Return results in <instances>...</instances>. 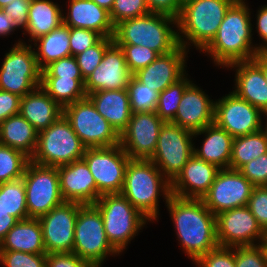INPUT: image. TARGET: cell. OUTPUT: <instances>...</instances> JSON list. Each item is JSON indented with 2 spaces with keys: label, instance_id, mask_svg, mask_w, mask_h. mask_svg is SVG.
I'll return each mask as SVG.
<instances>
[{
  "label": "cell",
  "instance_id": "1",
  "mask_svg": "<svg viewBox=\"0 0 267 267\" xmlns=\"http://www.w3.org/2000/svg\"><path fill=\"white\" fill-rule=\"evenodd\" d=\"M166 204L180 245L193 262L219 245L216 216L202 199L171 195Z\"/></svg>",
  "mask_w": 267,
  "mask_h": 267
},
{
  "label": "cell",
  "instance_id": "2",
  "mask_svg": "<svg viewBox=\"0 0 267 267\" xmlns=\"http://www.w3.org/2000/svg\"><path fill=\"white\" fill-rule=\"evenodd\" d=\"M250 9L243 0H236L227 10L212 42L202 51L213 58L216 65H228L253 60L258 47L252 44Z\"/></svg>",
  "mask_w": 267,
  "mask_h": 267
},
{
  "label": "cell",
  "instance_id": "3",
  "mask_svg": "<svg viewBox=\"0 0 267 267\" xmlns=\"http://www.w3.org/2000/svg\"><path fill=\"white\" fill-rule=\"evenodd\" d=\"M121 194L148 221L157 220L159 195H163L166 201L170 198L171 182L151 160L130 159L125 170Z\"/></svg>",
  "mask_w": 267,
  "mask_h": 267
},
{
  "label": "cell",
  "instance_id": "4",
  "mask_svg": "<svg viewBox=\"0 0 267 267\" xmlns=\"http://www.w3.org/2000/svg\"><path fill=\"white\" fill-rule=\"evenodd\" d=\"M235 1L190 0L184 3L177 18L179 45L187 50L192 43L203 51L215 38L227 10Z\"/></svg>",
  "mask_w": 267,
  "mask_h": 267
},
{
  "label": "cell",
  "instance_id": "5",
  "mask_svg": "<svg viewBox=\"0 0 267 267\" xmlns=\"http://www.w3.org/2000/svg\"><path fill=\"white\" fill-rule=\"evenodd\" d=\"M177 19L173 16L152 13L124 20L115 26L113 40L116 44H131L148 47L164 55L179 46Z\"/></svg>",
  "mask_w": 267,
  "mask_h": 267
},
{
  "label": "cell",
  "instance_id": "6",
  "mask_svg": "<svg viewBox=\"0 0 267 267\" xmlns=\"http://www.w3.org/2000/svg\"><path fill=\"white\" fill-rule=\"evenodd\" d=\"M94 205L101 212L109 243L119 254L148 220L121 193L103 194Z\"/></svg>",
  "mask_w": 267,
  "mask_h": 267
},
{
  "label": "cell",
  "instance_id": "7",
  "mask_svg": "<svg viewBox=\"0 0 267 267\" xmlns=\"http://www.w3.org/2000/svg\"><path fill=\"white\" fill-rule=\"evenodd\" d=\"M85 149L62 115L48 128L38 132L37 146L30 161L42 166L59 167L82 159Z\"/></svg>",
  "mask_w": 267,
  "mask_h": 267
},
{
  "label": "cell",
  "instance_id": "8",
  "mask_svg": "<svg viewBox=\"0 0 267 267\" xmlns=\"http://www.w3.org/2000/svg\"><path fill=\"white\" fill-rule=\"evenodd\" d=\"M73 253L95 267H101L107 255L119 254L109 243L101 212L94 204H85L79 208L74 230Z\"/></svg>",
  "mask_w": 267,
  "mask_h": 267
},
{
  "label": "cell",
  "instance_id": "9",
  "mask_svg": "<svg viewBox=\"0 0 267 267\" xmlns=\"http://www.w3.org/2000/svg\"><path fill=\"white\" fill-rule=\"evenodd\" d=\"M41 76L31 44L19 41L5 54L0 69V90L23 97L41 86Z\"/></svg>",
  "mask_w": 267,
  "mask_h": 267
},
{
  "label": "cell",
  "instance_id": "10",
  "mask_svg": "<svg viewBox=\"0 0 267 267\" xmlns=\"http://www.w3.org/2000/svg\"><path fill=\"white\" fill-rule=\"evenodd\" d=\"M63 115L86 148L119 144V134L86 97L63 108Z\"/></svg>",
  "mask_w": 267,
  "mask_h": 267
},
{
  "label": "cell",
  "instance_id": "11",
  "mask_svg": "<svg viewBox=\"0 0 267 267\" xmlns=\"http://www.w3.org/2000/svg\"><path fill=\"white\" fill-rule=\"evenodd\" d=\"M82 159L96 182V201L103 194L121 193L130 158L120 144L86 148Z\"/></svg>",
  "mask_w": 267,
  "mask_h": 267
},
{
  "label": "cell",
  "instance_id": "12",
  "mask_svg": "<svg viewBox=\"0 0 267 267\" xmlns=\"http://www.w3.org/2000/svg\"><path fill=\"white\" fill-rule=\"evenodd\" d=\"M193 136V132L172 122H165L161 127L155 152L149 160L170 182L194 155Z\"/></svg>",
  "mask_w": 267,
  "mask_h": 267
},
{
  "label": "cell",
  "instance_id": "13",
  "mask_svg": "<svg viewBox=\"0 0 267 267\" xmlns=\"http://www.w3.org/2000/svg\"><path fill=\"white\" fill-rule=\"evenodd\" d=\"M22 178L28 218H40L64 202L57 167L42 166L30 161Z\"/></svg>",
  "mask_w": 267,
  "mask_h": 267
},
{
  "label": "cell",
  "instance_id": "14",
  "mask_svg": "<svg viewBox=\"0 0 267 267\" xmlns=\"http://www.w3.org/2000/svg\"><path fill=\"white\" fill-rule=\"evenodd\" d=\"M253 187L238 170L220 169L202 200L216 216L224 211L247 206Z\"/></svg>",
  "mask_w": 267,
  "mask_h": 267
},
{
  "label": "cell",
  "instance_id": "15",
  "mask_svg": "<svg viewBox=\"0 0 267 267\" xmlns=\"http://www.w3.org/2000/svg\"><path fill=\"white\" fill-rule=\"evenodd\" d=\"M164 123L155 111L133 112L129 124L119 135V144L130 159L149 160Z\"/></svg>",
  "mask_w": 267,
  "mask_h": 267
},
{
  "label": "cell",
  "instance_id": "16",
  "mask_svg": "<svg viewBox=\"0 0 267 267\" xmlns=\"http://www.w3.org/2000/svg\"><path fill=\"white\" fill-rule=\"evenodd\" d=\"M216 229L219 246L224 247L252 246L267 239V234L247 206L217 214ZM256 240L260 241L255 244Z\"/></svg>",
  "mask_w": 267,
  "mask_h": 267
},
{
  "label": "cell",
  "instance_id": "17",
  "mask_svg": "<svg viewBox=\"0 0 267 267\" xmlns=\"http://www.w3.org/2000/svg\"><path fill=\"white\" fill-rule=\"evenodd\" d=\"M83 204L64 201L39 219L46 254L73 252L74 230Z\"/></svg>",
  "mask_w": 267,
  "mask_h": 267
},
{
  "label": "cell",
  "instance_id": "18",
  "mask_svg": "<svg viewBox=\"0 0 267 267\" xmlns=\"http://www.w3.org/2000/svg\"><path fill=\"white\" fill-rule=\"evenodd\" d=\"M262 114L260 109L230 92L215 101L214 123L235 138L262 129Z\"/></svg>",
  "mask_w": 267,
  "mask_h": 267
},
{
  "label": "cell",
  "instance_id": "19",
  "mask_svg": "<svg viewBox=\"0 0 267 267\" xmlns=\"http://www.w3.org/2000/svg\"><path fill=\"white\" fill-rule=\"evenodd\" d=\"M132 77L124 51L113 42L106 49L102 62L85 80L84 89L87 95L102 90L127 89Z\"/></svg>",
  "mask_w": 267,
  "mask_h": 267
},
{
  "label": "cell",
  "instance_id": "20",
  "mask_svg": "<svg viewBox=\"0 0 267 267\" xmlns=\"http://www.w3.org/2000/svg\"><path fill=\"white\" fill-rule=\"evenodd\" d=\"M187 50L179 45L170 53L159 55L147 67L138 70L133 77L158 93L182 78L185 71Z\"/></svg>",
  "mask_w": 267,
  "mask_h": 267
},
{
  "label": "cell",
  "instance_id": "21",
  "mask_svg": "<svg viewBox=\"0 0 267 267\" xmlns=\"http://www.w3.org/2000/svg\"><path fill=\"white\" fill-rule=\"evenodd\" d=\"M220 168L195 154L171 181V194L180 198L202 199L209 191Z\"/></svg>",
  "mask_w": 267,
  "mask_h": 267
},
{
  "label": "cell",
  "instance_id": "22",
  "mask_svg": "<svg viewBox=\"0 0 267 267\" xmlns=\"http://www.w3.org/2000/svg\"><path fill=\"white\" fill-rule=\"evenodd\" d=\"M214 111L215 101L210 100L204 91L191 82L186 87L171 122L195 133L214 123Z\"/></svg>",
  "mask_w": 267,
  "mask_h": 267
},
{
  "label": "cell",
  "instance_id": "23",
  "mask_svg": "<svg viewBox=\"0 0 267 267\" xmlns=\"http://www.w3.org/2000/svg\"><path fill=\"white\" fill-rule=\"evenodd\" d=\"M57 171L64 201L83 205L96 202V182L83 159L59 166Z\"/></svg>",
  "mask_w": 267,
  "mask_h": 267
},
{
  "label": "cell",
  "instance_id": "24",
  "mask_svg": "<svg viewBox=\"0 0 267 267\" xmlns=\"http://www.w3.org/2000/svg\"><path fill=\"white\" fill-rule=\"evenodd\" d=\"M227 67H237L236 89L232 92L267 115V83L261 67L254 60L235 62Z\"/></svg>",
  "mask_w": 267,
  "mask_h": 267
},
{
  "label": "cell",
  "instance_id": "25",
  "mask_svg": "<svg viewBox=\"0 0 267 267\" xmlns=\"http://www.w3.org/2000/svg\"><path fill=\"white\" fill-rule=\"evenodd\" d=\"M67 16L63 17V24L72 28L93 30L102 37H113L115 26L109 12L99 7L92 0H70Z\"/></svg>",
  "mask_w": 267,
  "mask_h": 267
},
{
  "label": "cell",
  "instance_id": "26",
  "mask_svg": "<svg viewBox=\"0 0 267 267\" xmlns=\"http://www.w3.org/2000/svg\"><path fill=\"white\" fill-rule=\"evenodd\" d=\"M98 113L105 118L120 135L129 124L132 109L127 89L102 90L87 95Z\"/></svg>",
  "mask_w": 267,
  "mask_h": 267
},
{
  "label": "cell",
  "instance_id": "27",
  "mask_svg": "<svg viewBox=\"0 0 267 267\" xmlns=\"http://www.w3.org/2000/svg\"><path fill=\"white\" fill-rule=\"evenodd\" d=\"M19 114L39 132L62 116L63 108L40 86L21 97Z\"/></svg>",
  "mask_w": 267,
  "mask_h": 267
},
{
  "label": "cell",
  "instance_id": "28",
  "mask_svg": "<svg viewBox=\"0 0 267 267\" xmlns=\"http://www.w3.org/2000/svg\"><path fill=\"white\" fill-rule=\"evenodd\" d=\"M0 251L46 254L39 219L19 220L1 240Z\"/></svg>",
  "mask_w": 267,
  "mask_h": 267
},
{
  "label": "cell",
  "instance_id": "29",
  "mask_svg": "<svg viewBox=\"0 0 267 267\" xmlns=\"http://www.w3.org/2000/svg\"><path fill=\"white\" fill-rule=\"evenodd\" d=\"M204 134L206 137L200 149L194 148V154L220 169H228L232 154L233 137L215 123L194 133V137Z\"/></svg>",
  "mask_w": 267,
  "mask_h": 267
},
{
  "label": "cell",
  "instance_id": "30",
  "mask_svg": "<svg viewBox=\"0 0 267 267\" xmlns=\"http://www.w3.org/2000/svg\"><path fill=\"white\" fill-rule=\"evenodd\" d=\"M38 131L20 114L0 123V144L21 151L30 159L37 146Z\"/></svg>",
  "mask_w": 267,
  "mask_h": 267
},
{
  "label": "cell",
  "instance_id": "31",
  "mask_svg": "<svg viewBox=\"0 0 267 267\" xmlns=\"http://www.w3.org/2000/svg\"><path fill=\"white\" fill-rule=\"evenodd\" d=\"M58 4L50 0H31L26 33L29 41L50 33L63 23V13ZM32 39V40H31Z\"/></svg>",
  "mask_w": 267,
  "mask_h": 267
},
{
  "label": "cell",
  "instance_id": "32",
  "mask_svg": "<svg viewBox=\"0 0 267 267\" xmlns=\"http://www.w3.org/2000/svg\"><path fill=\"white\" fill-rule=\"evenodd\" d=\"M69 38L70 27L62 23L50 33L34 40L35 46H38L35 54L41 70L54 61L71 56Z\"/></svg>",
  "mask_w": 267,
  "mask_h": 267
},
{
  "label": "cell",
  "instance_id": "33",
  "mask_svg": "<svg viewBox=\"0 0 267 267\" xmlns=\"http://www.w3.org/2000/svg\"><path fill=\"white\" fill-rule=\"evenodd\" d=\"M265 153H267V138L263 129L235 137L232 142L229 169L239 170L243 165Z\"/></svg>",
  "mask_w": 267,
  "mask_h": 267
},
{
  "label": "cell",
  "instance_id": "34",
  "mask_svg": "<svg viewBox=\"0 0 267 267\" xmlns=\"http://www.w3.org/2000/svg\"><path fill=\"white\" fill-rule=\"evenodd\" d=\"M83 78L41 77L42 89L62 108L87 97Z\"/></svg>",
  "mask_w": 267,
  "mask_h": 267
},
{
  "label": "cell",
  "instance_id": "35",
  "mask_svg": "<svg viewBox=\"0 0 267 267\" xmlns=\"http://www.w3.org/2000/svg\"><path fill=\"white\" fill-rule=\"evenodd\" d=\"M0 208L18 220L28 218L23 178L0 184Z\"/></svg>",
  "mask_w": 267,
  "mask_h": 267
},
{
  "label": "cell",
  "instance_id": "36",
  "mask_svg": "<svg viewBox=\"0 0 267 267\" xmlns=\"http://www.w3.org/2000/svg\"><path fill=\"white\" fill-rule=\"evenodd\" d=\"M190 83L186 74L159 93L155 112L161 120L171 122L175 118L182 95Z\"/></svg>",
  "mask_w": 267,
  "mask_h": 267
},
{
  "label": "cell",
  "instance_id": "37",
  "mask_svg": "<svg viewBox=\"0 0 267 267\" xmlns=\"http://www.w3.org/2000/svg\"><path fill=\"white\" fill-rule=\"evenodd\" d=\"M29 162L21 151L0 144V184L22 178Z\"/></svg>",
  "mask_w": 267,
  "mask_h": 267
},
{
  "label": "cell",
  "instance_id": "38",
  "mask_svg": "<svg viewBox=\"0 0 267 267\" xmlns=\"http://www.w3.org/2000/svg\"><path fill=\"white\" fill-rule=\"evenodd\" d=\"M132 112L155 111L159 93L140 83L134 77L127 86Z\"/></svg>",
  "mask_w": 267,
  "mask_h": 267
},
{
  "label": "cell",
  "instance_id": "39",
  "mask_svg": "<svg viewBox=\"0 0 267 267\" xmlns=\"http://www.w3.org/2000/svg\"><path fill=\"white\" fill-rule=\"evenodd\" d=\"M113 42V37H102L95 45L75 56L84 81L102 62L106 49Z\"/></svg>",
  "mask_w": 267,
  "mask_h": 267
},
{
  "label": "cell",
  "instance_id": "40",
  "mask_svg": "<svg viewBox=\"0 0 267 267\" xmlns=\"http://www.w3.org/2000/svg\"><path fill=\"white\" fill-rule=\"evenodd\" d=\"M145 0H114L113 7L109 12L114 26L118 23L149 14Z\"/></svg>",
  "mask_w": 267,
  "mask_h": 267
},
{
  "label": "cell",
  "instance_id": "41",
  "mask_svg": "<svg viewBox=\"0 0 267 267\" xmlns=\"http://www.w3.org/2000/svg\"><path fill=\"white\" fill-rule=\"evenodd\" d=\"M122 48L127 67L132 74L147 67L159 57V54L148 47L131 44H117Z\"/></svg>",
  "mask_w": 267,
  "mask_h": 267
},
{
  "label": "cell",
  "instance_id": "42",
  "mask_svg": "<svg viewBox=\"0 0 267 267\" xmlns=\"http://www.w3.org/2000/svg\"><path fill=\"white\" fill-rule=\"evenodd\" d=\"M236 267H267V250L264 243L235 247Z\"/></svg>",
  "mask_w": 267,
  "mask_h": 267
},
{
  "label": "cell",
  "instance_id": "43",
  "mask_svg": "<svg viewBox=\"0 0 267 267\" xmlns=\"http://www.w3.org/2000/svg\"><path fill=\"white\" fill-rule=\"evenodd\" d=\"M0 263L4 267H46V254L0 251Z\"/></svg>",
  "mask_w": 267,
  "mask_h": 267
},
{
  "label": "cell",
  "instance_id": "44",
  "mask_svg": "<svg viewBox=\"0 0 267 267\" xmlns=\"http://www.w3.org/2000/svg\"><path fill=\"white\" fill-rule=\"evenodd\" d=\"M195 264L199 267H236L235 247L217 246L200 256Z\"/></svg>",
  "mask_w": 267,
  "mask_h": 267
},
{
  "label": "cell",
  "instance_id": "45",
  "mask_svg": "<svg viewBox=\"0 0 267 267\" xmlns=\"http://www.w3.org/2000/svg\"><path fill=\"white\" fill-rule=\"evenodd\" d=\"M41 77L83 78L74 56L52 62L42 70Z\"/></svg>",
  "mask_w": 267,
  "mask_h": 267
},
{
  "label": "cell",
  "instance_id": "46",
  "mask_svg": "<svg viewBox=\"0 0 267 267\" xmlns=\"http://www.w3.org/2000/svg\"><path fill=\"white\" fill-rule=\"evenodd\" d=\"M247 207L267 234V186L253 187Z\"/></svg>",
  "mask_w": 267,
  "mask_h": 267
},
{
  "label": "cell",
  "instance_id": "47",
  "mask_svg": "<svg viewBox=\"0 0 267 267\" xmlns=\"http://www.w3.org/2000/svg\"><path fill=\"white\" fill-rule=\"evenodd\" d=\"M254 187L267 186V153L251 160L238 170Z\"/></svg>",
  "mask_w": 267,
  "mask_h": 267
},
{
  "label": "cell",
  "instance_id": "48",
  "mask_svg": "<svg viewBox=\"0 0 267 267\" xmlns=\"http://www.w3.org/2000/svg\"><path fill=\"white\" fill-rule=\"evenodd\" d=\"M101 38L102 36L93 30L70 27L69 44L71 56L75 57L84 52L95 45Z\"/></svg>",
  "mask_w": 267,
  "mask_h": 267
},
{
  "label": "cell",
  "instance_id": "49",
  "mask_svg": "<svg viewBox=\"0 0 267 267\" xmlns=\"http://www.w3.org/2000/svg\"><path fill=\"white\" fill-rule=\"evenodd\" d=\"M46 267H95L73 252L46 254Z\"/></svg>",
  "mask_w": 267,
  "mask_h": 267
},
{
  "label": "cell",
  "instance_id": "50",
  "mask_svg": "<svg viewBox=\"0 0 267 267\" xmlns=\"http://www.w3.org/2000/svg\"><path fill=\"white\" fill-rule=\"evenodd\" d=\"M30 4L31 0H13L3 7L2 10L7 15L12 16L16 28H22L26 31Z\"/></svg>",
  "mask_w": 267,
  "mask_h": 267
},
{
  "label": "cell",
  "instance_id": "51",
  "mask_svg": "<svg viewBox=\"0 0 267 267\" xmlns=\"http://www.w3.org/2000/svg\"><path fill=\"white\" fill-rule=\"evenodd\" d=\"M20 99L16 94L0 90V123L10 116L19 114Z\"/></svg>",
  "mask_w": 267,
  "mask_h": 267
},
{
  "label": "cell",
  "instance_id": "52",
  "mask_svg": "<svg viewBox=\"0 0 267 267\" xmlns=\"http://www.w3.org/2000/svg\"><path fill=\"white\" fill-rule=\"evenodd\" d=\"M147 7L152 13H161L179 17L182 9L180 0H145Z\"/></svg>",
  "mask_w": 267,
  "mask_h": 267
},
{
  "label": "cell",
  "instance_id": "53",
  "mask_svg": "<svg viewBox=\"0 0 267 267\" xmlns=\"http://www.w3.org/2000/svg\"><path fill=\"white\" fill-rule=\"evenodd\" d=\"M256 17L257 33L265 42L263 43L264 45L261 44V46H258V52H260L267 48V5L262 6V8L258 10Z\"/></svg>",
  "mask_w": 267,
  "mask_h": 267
},
{
  "label": "cell",
  "instance_id": "54",
  "mask_svg": "<svg viewBox=\"0 0 267 267\" xmlns=\"http://www.w3.org/2000/svg\"><path fill=\"white\" fill-rule=\"evenodd\" d=\"M19 220L0 208V242Z\"/></svg>",
  "mask_w": 267,
  "mask_h": 267
},
{
  "label": "cell",
  "instance_id": "55",
  "mask_svg": "<svg viewBox=\"0 0 267 267\" xmlns=\"http://www.w3.org/2000/svg\"><path fill=\"white\" fill-rule=\"evenodd\" d=\"M13 18L10 15H7L0 8V36L10 35V32H13L17 29L14 25Z\"/></svg>",
  "mask_w": 267,
  "mask_h": 267
},
{
  "label": "cell",
  "instance_id": "56",
  "mask_svg": "<svg viewBox=\"0 0 267 267\" xmlns=\"http://www.w3.org/2000/svg\"><path fill=\"white\" fill-rule=\"evenodd\" d=\"M253 60L261 67L262 73L267 83V55L263 51H260L253 58Z\"/></svg>",
  "mask_w": 267,
  "mask_h": 267
},
{
  "label": "cell",
  "instance_id": "57",
  "mask_svg": "<svg viewBox=\"0 0 267 267\" xmlns=\"http://www.w3.org/2000/svg\"><path fill=\"white\" fill-rule=\"evenodd\" d=\"M92 1H94L99 7L106 9L108 12L111 11L114 4V0H92Z\"/></svg>",
  "mask_w": 267,
  "mask_h": 267
},
{
  "label": "cell",
  "instance_id": "58",
  "mask_svg": "<svg viewBox=\"0 0 267 267\" xmlns=\"http://www.w3.org/2000/svg\"><path fill=\"white\" fill-rule=\"evenodd\" d=\"M12 1L13 0H0V8L2 9L3 7L11 3Z\"/></svg>",
  "mask_w": 267,
  "mask_h": 267
},
{
  "label": "cell",
  "instance_id": "59",
  "mask_svg": "<svg viewBox=\"0 0 267 267\" xmlns=\"http://www.w3.org/2000/svg\"><path fill=\"white\" fill-rule=\"evenodd\" d=\"M267 116V115H266ZM267 118V117H266ZM265 129V130H264ZM263 131H264V133H265V135H266V138H267V121H266V125H265V127L263 128Z\"/></svg>",
  "mask_w": 267,
  "mask_h": 267
},
{
  "label": "cell",
  "instance_id": "60",
  "mask_svg": "<svg viewBox=\"0 0 267 267\" xmlns=\"http://www.w3.org/2000/svg\"><path fill=\"white\" fill-rule=\"evenodd\" d=\"M190 0H180L181 4L183 5L184 3L188 2Z\"/></svg>",
  "mask_w": 267,
  "mask_h": 267
},
{
  "label": "cell",
  "instance_id": "61",
  "mask_svg": "<svg viewBox=\"0 0 267 267\" xmlns=\"http://www.w3.org/2000/svg\"><path fill=\"white\" fill-rule=\"evenodd\" d=\"M263 243H264V246H265V248L267 250V239Z\"/></svg>",
  "mask_w": 267,
  "mask_h": 267
},
{
  "label": "cell",
  "instance_id": "62",
  "mask_svg": "<svg viewBox=\"0 0 267 267\" xmlns=\"http://www.w3.org/2000/svg\"><path fill=\"white\" fill-rule=\"evenodd\" d=\"M263 52L267 55V48Z\"/></svg>",
  "mask_w": 267,
  "mask_h": 267
}]
</instances>
